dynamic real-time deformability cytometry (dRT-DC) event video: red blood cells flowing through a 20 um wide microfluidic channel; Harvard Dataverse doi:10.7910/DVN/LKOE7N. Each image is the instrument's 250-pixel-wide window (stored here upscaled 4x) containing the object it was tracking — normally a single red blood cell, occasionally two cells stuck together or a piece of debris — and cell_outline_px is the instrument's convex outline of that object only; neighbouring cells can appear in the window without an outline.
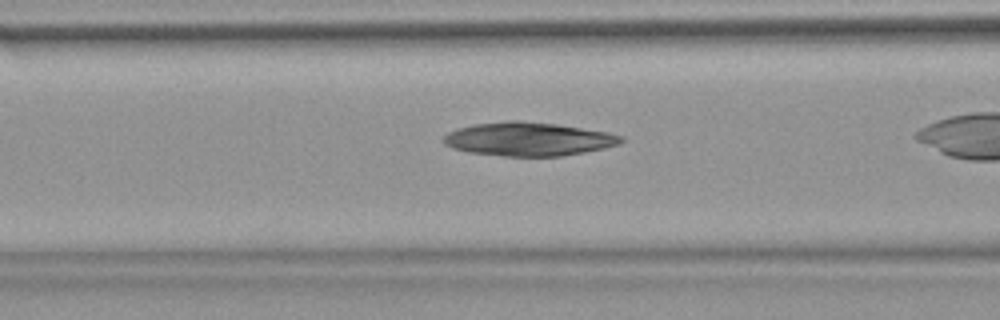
{"species": "common noctule bat (a hibernating species)", "species_latin": "Nyctalus noctula", "temperature_condition": "warm", "stored_images_in_passage": 24, "camera_frame_rate_fps": 3000, "um_per_image_px": 0.085, "animal": {"sex": "female", "body_mass_g": 18.4}, "frame": {"image": 1, "passage_image": 4, "time_ms": 1.0, "image_size_px": [1000, 320], "cell_outline_px": [[624, 140], [620, 144], [604, 148], [584, 152], [560, 156], [504, 156], [468, 152], [452, 148], [444, 144], [440, 140], [448, 132], [456, 128], [476, 124], [508, 120], [516, 120], [556, 124], [608, 132], [624, 136]], "centroid_in_image_um": [44.89, 11.82], "position_along_channel_um": 121.7, "area_um2": 34.85}}
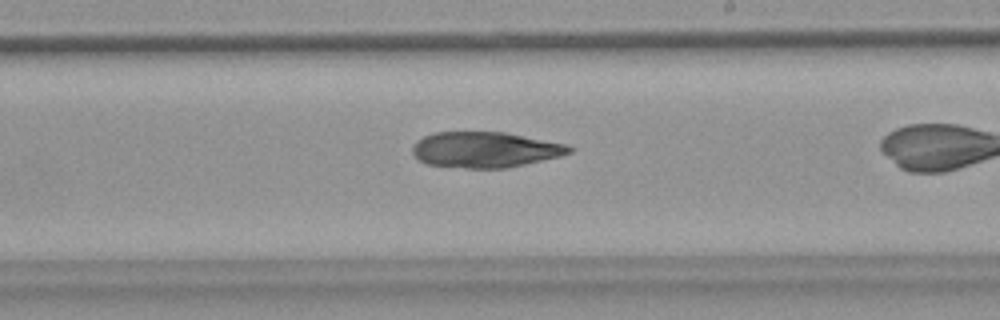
{"frame": {"image": 2, "passage_image": 14, "time_ms": 4.333, "image_size_px": [1000, 320], "cell_outline_px": [[572, 152], [560, 156], [524, 164], [504, 168], [464, 168], [424, 164], [412, 152], [412, 144], [416, 140], [432, 132], [504, 132], [568, 144], [572, 148]], "centroid_in_image_um": [41.2, 12.72], "position_along_channel_um": 247.8, "area_um2": 32.66}}